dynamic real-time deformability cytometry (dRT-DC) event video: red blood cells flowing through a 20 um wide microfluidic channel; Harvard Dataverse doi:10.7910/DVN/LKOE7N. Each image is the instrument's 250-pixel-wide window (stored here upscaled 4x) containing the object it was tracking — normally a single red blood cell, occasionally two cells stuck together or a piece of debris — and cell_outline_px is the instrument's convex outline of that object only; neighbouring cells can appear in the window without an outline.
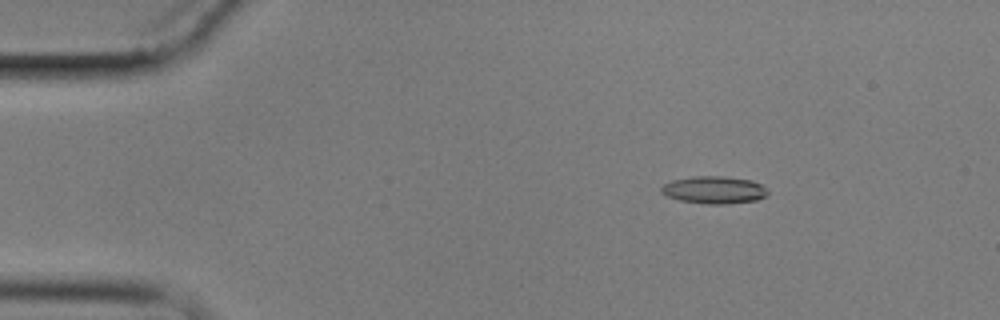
{"species": "common noctule bat (a hibernating species)", "species_latin": "Nyctalus noctula", "temperature_condition": "cold", "stored_images_in_passage": 5, "camera_frame_rate_fps": 3000, "um_per_image_px": 0.085, "animal": {"sex": "male", "body_mass_g": 17.9}, "frame": {"image": 1, "passage_image": 3, "time_ms": 2.333, "image_size_px": [1000, 320], "cell_outline_px": [[768, 196], [756, 200], [724, 204], [708, 204], [680, 200], [668, 196], [660, 192], [660, 188], [664, 184], [672, 180], [692, 176], [720, 176], [752, 180], [768, 188]], "centroid_in_image_um": [60.72, 16.14], "position_along_channel_um": 24.3, "area_um2": 17.05}}
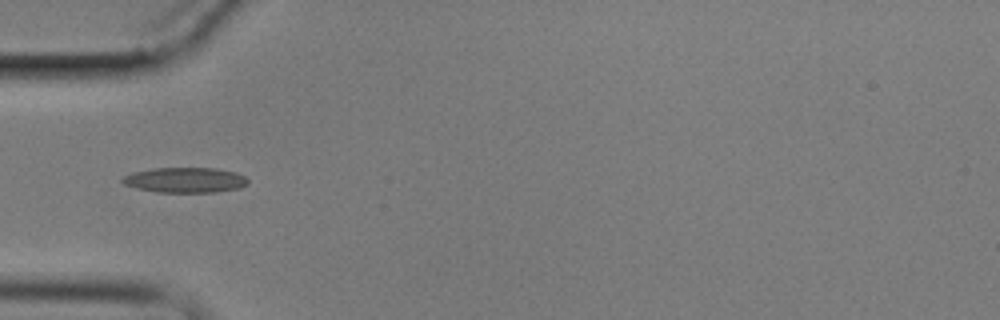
{"frame": {"image": 2, "passage_image": 5, "time_ms": 5.667, "image_size_px": [1000, 320], "cell_outline_px": [[248, 184], [240, 188], [212, 192], [156, 192], [136, 188], [124, 184], [120, 180], [124, 176], [132, 172], [152, 168], [216, 168], [236, 172], [244, 176], [248, 180]], "centroid_in_image_um": [15.73, 15.3], "position_along_channel_um": 69.3, "area_um2": 18.5}}